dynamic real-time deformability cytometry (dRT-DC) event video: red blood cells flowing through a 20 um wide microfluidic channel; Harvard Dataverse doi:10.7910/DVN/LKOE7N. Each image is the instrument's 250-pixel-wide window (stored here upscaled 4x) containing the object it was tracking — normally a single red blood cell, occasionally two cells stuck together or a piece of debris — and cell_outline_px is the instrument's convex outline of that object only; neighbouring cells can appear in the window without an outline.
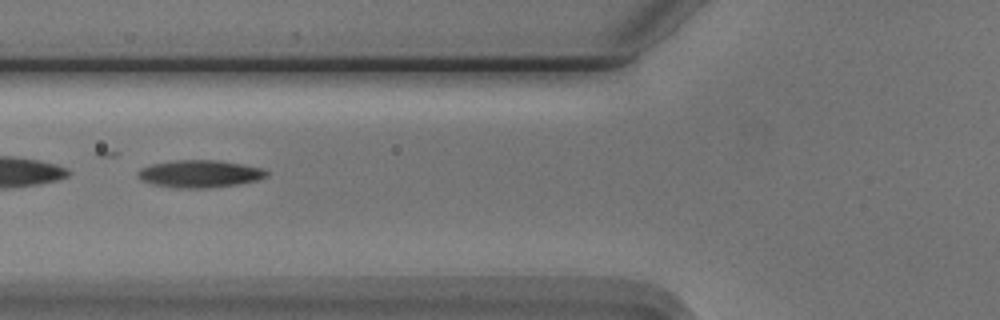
{"species": "Egyptian fruit bat (a non-hibernating species)", "species_latin": "Rousettus aegyptiacus", "temperature_condition": "cold", "stored_images_in_passage": 11, "camera_frame_rate_fps": 3000, "um_per_image_px": 0.085, "animal": {"sex": "male"}, "frame": {"image": 1, "passage_image": 4, "time_ms": 1.0, "image_size_px": [1000, 320], "cell_outline_px": [[268, 176], [256, 180], [236, 184], [212, 188], [172, 188], [156, 184], [144, 180], [136, 176], [136, 172], [140, 168], [152, 164], [172, 160], [216, 160], [264, 168], [268, 172]], "centroid_in_image_um": [16.96, 14.77], "position_along_channel_um": 108.8, "area_um2": 20.52}}
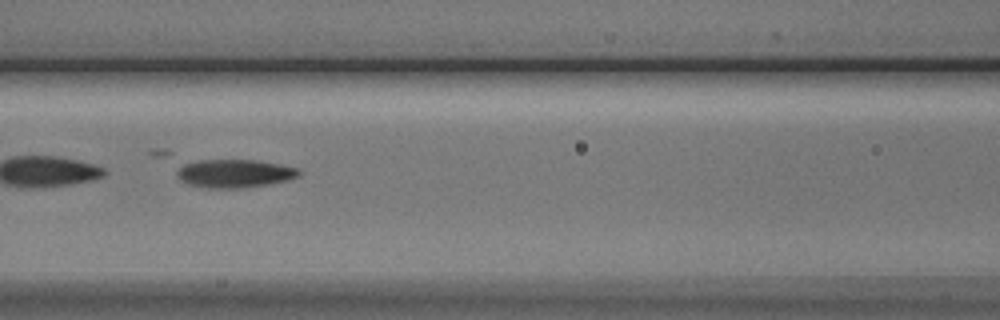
{"frame": {"image": 2, "passage_image": 7, "time_ms": 2.0, "image_size_px": [1000, 320], "cell_outline_px": [[300, 176], [288, 180], [268, 184], [244, 188], [208, 188], [188, 184], [180, 180], [176, 176], [176, 172], [180, 160], [256, 160], [280, 164], [300, 168]], "centroid_in_image_um": [19.86, 14.72], "position_along_channel_um": 146.7, "area_um2": 20.69}}